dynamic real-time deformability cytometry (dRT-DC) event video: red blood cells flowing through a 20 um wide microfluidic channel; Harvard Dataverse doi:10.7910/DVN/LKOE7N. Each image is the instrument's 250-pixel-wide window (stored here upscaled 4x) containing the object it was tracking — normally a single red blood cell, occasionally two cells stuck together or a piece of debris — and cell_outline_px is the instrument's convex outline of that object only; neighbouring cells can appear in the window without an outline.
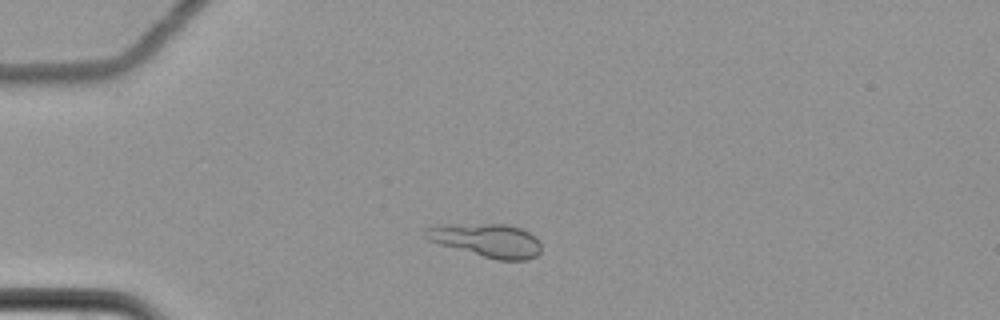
{"species": "common noctule bat (a hibernating species)", "species_latin": "Nyctalus noctula", "temperature_condition": "cold", "stored_images_in_passage": 4, "camera_frame_rate_fps": 3000, "um_per_image_px": 0.085, "animal": {"sex": "female", "body_mass_g": 22.7, "forearm_length_mm": 54.2}, "frame": {"image": 1, "passage_image": 3, "time_ms": 0.667, "image_size_px": [1000, 320], "cell_outline_px": [[540, 252], [536, 256], [528, 260], [496, 260], [440, 244], [428, 240], [424, 236], [424, 228], [444, 224], [504, 224], [520, 228], [536, 236], [540, 240]], "centroid_in_image_um": [41.39, 20.43], "position_along_channel_um": 43.6, "area_um2": 22.6}}